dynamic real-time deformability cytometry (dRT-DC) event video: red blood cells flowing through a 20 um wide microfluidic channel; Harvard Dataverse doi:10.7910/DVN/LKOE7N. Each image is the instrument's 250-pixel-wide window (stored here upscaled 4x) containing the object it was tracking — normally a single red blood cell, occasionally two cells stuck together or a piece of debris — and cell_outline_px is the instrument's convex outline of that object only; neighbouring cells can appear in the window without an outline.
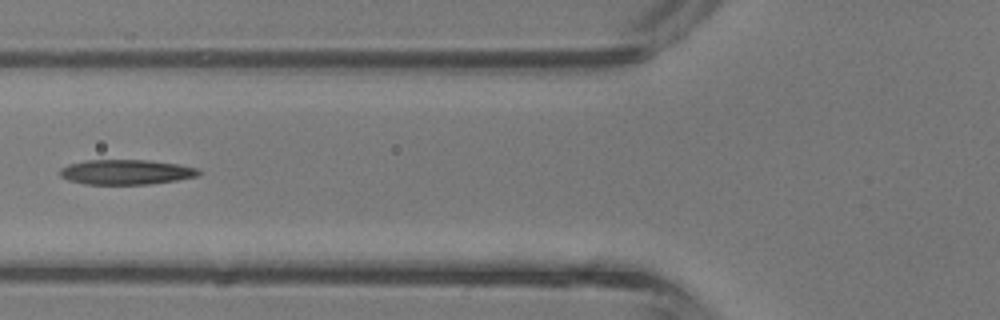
{"species": "common noctule bat (a hibernating species)", "species_latin": "Nyctalus noctula", "temperature_condition": "room temperature", "stored_images_in_passage": 2, "camera_frame_rate_fps": 3000, "um_per_image_px": 0.085, "animal": {"sex": "male", "body_mass_g": 13.3}, "frame": {"image": 1, "passage_image": 2, "time_ms": 0.333, "image_size_px": [1000, 320], "cell_outline_px": [[200, 176], [176, 180], [148, 184], [84, 184], [68, 180], [60, 176], [60, 168], [68, 164], [88, 160], [148, 160], [180, 164], [196, 168], [200, 172]], "centroid_in_image_um": [10.71, 14.62], "position_along_channel_um": 115.1, "area_um2": 20.17}}